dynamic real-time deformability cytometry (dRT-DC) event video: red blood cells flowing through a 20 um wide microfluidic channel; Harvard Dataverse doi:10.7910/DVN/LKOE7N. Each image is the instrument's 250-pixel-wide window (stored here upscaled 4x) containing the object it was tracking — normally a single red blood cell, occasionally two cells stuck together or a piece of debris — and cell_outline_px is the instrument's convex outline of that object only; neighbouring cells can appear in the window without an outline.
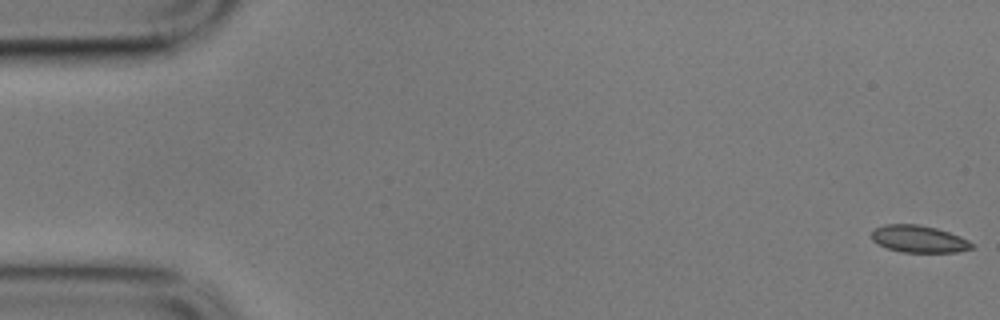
{"species": "common noctule bat (a hibernating species)", "species_latin": "Nyctalus noctula", "temperature_condition": "cold", "stored_images_in_passage": 57, "camera_frame_rate_fps": 3000, "um_per_image_px": 0.085, "animal": {"sex": "male", "body_mass_g": 17.9}, "frame": {"image": 1, "passage_image": 1, "time_ms": 0.0, "image_size_px": [1000, 320], "cell_outline_px": [[976, 244], [972, 248], [956, 252], [900, 252], [888, 248], [872, 240], [872, 232], [876, 228], [884, 224], [920, 224], [936, 228], [960, 236]], "centroid_in_image_um": [78.12, 20.31], "position_along_channel_um": 6.9, "area_um2": 15.78}}
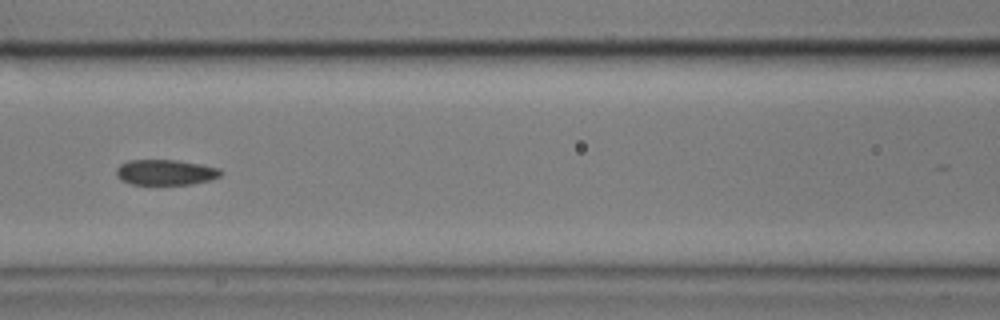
{"frame": {"image": 2, "passage_image": 25, "time_ms": 8.0, "image_size_px": [1000, 320], "cell_outline_px": [[224, 172], [220, 176], [212, 180], [192, 184], [132, 184], [120, 180], [116, 176], [116, 168], [120, 164], [128, 160], [176, 160], [200, 164], [220, 168]], "centroid_in_image_um": [14.08, 14.65], "position_along_channel_um": 152.5, "area_um2": 15.66}}
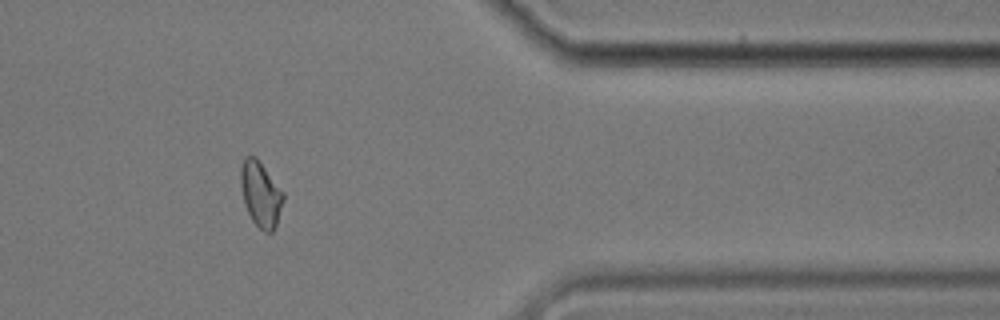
{"frame": {"image": 3, "passage_image": 47, "time_ms": 15.333, "image_size_px": [1000, 320], "cell_outline_px": [[284, 200], [276, 224], [272, 232], [264, 232], [252, 220], [244, 204], [240, 184], [240, 168], [244, 156], [256, 156], [284, 192]], "centroid_in_image_um": [22.15, 16.47], "position_along_channel_um": 389.3, "area_um2": 16.3}, "authors_computed_cell_mechanics": {"area_um2": 16.2418, "velocity_mm_per_s": 3.5129, "shape_relaxation_time_tau1_ms": 10.3334, "shape_relaxation_time_tau2_ms": 1.4844, "deformation_change_tau1": 0.1774, "deformation_change_tau2": 0.0566}}